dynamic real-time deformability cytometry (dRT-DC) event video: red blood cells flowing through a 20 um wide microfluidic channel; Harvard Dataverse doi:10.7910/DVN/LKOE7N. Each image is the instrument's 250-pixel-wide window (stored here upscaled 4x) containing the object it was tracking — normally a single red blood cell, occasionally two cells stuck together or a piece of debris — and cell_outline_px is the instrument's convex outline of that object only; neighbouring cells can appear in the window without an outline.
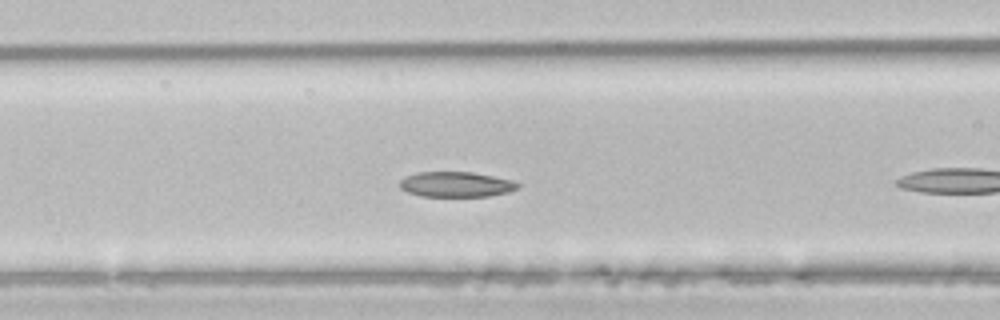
{"species": "common noctule bat (a hibernating species)", "species_latin": "Nyctalus noctula", "temperature_condition": "room temperature", "stored_images_in_passage": 11, "camera_frame_rate_fps": 3000, "um_per_image_px": 0.085, "animal": {"sex": "male", "body_mass_g": 21.5, "forearm_length_mm": 52.0}, "frame": {"image": 1, "passage_image": 7, "time_ms": 2.0, "image_size_px": [1000, 320], "cell_outline_px": [[520, 188], [508, 192], [488, 196], [420, 196], [408, 192], [400, 188], [400, 180], [416, 172], [472, 172], [512, 180], [520, 184]], "centroid_in_image_um": [38.78, 15.67], "position_along_channel_um": 127.8, "area_um2": 17.28}}
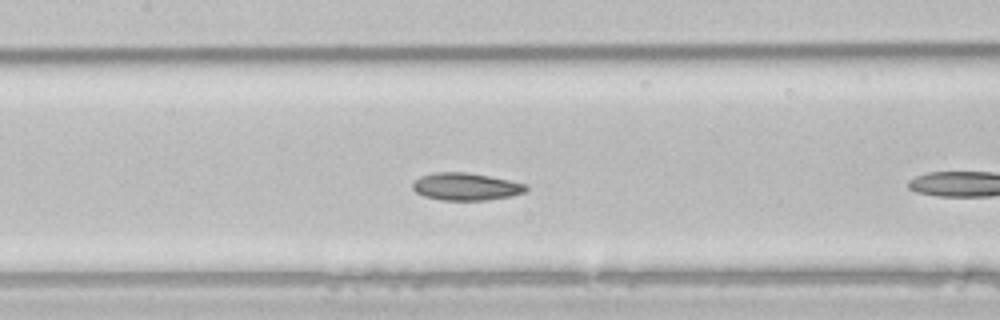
{"frame": {"image": 2, "passage_image": 10, "time_ms": 3.0, "image_size_px": [1000, 320], "cell_outline_px": [[528, 188], [524, 192], [508, 196], [484, 200], [440, 200], [424, 196], [416, 192], [412, 188], [412, 184], [420, 176], [436, 172], [464, 172], [488, 176], [508, 180], [524, 184]], "centroid_in_image_um": [39.54, 15.86], "position_along_channel_um": 167.9, "area_um2": 17.8}}